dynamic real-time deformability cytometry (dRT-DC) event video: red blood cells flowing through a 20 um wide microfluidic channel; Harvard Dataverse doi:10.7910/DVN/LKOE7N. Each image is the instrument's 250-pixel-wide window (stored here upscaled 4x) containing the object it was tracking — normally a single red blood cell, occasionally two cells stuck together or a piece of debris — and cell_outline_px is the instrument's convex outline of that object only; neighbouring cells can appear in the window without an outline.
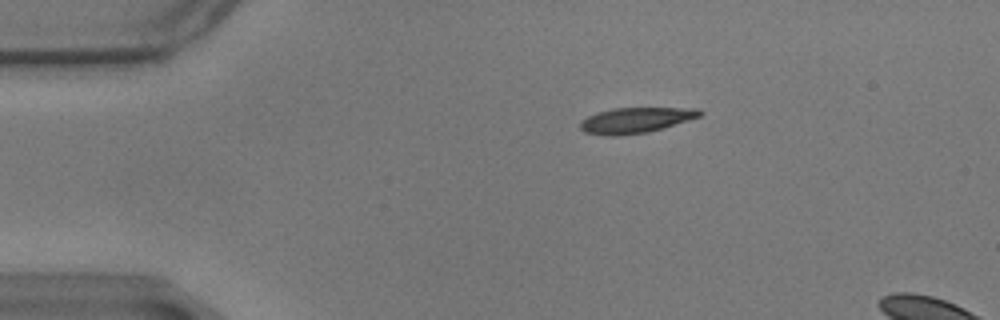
{"species": "common noctule bat (a hibernating species)", "species_latin": "Nyctalus noctula", "temperature_condition": "warm", "stored_images_in_passage": 6, "camera_frame_rate_fps": 3000, "um_per_image_px": 0.085, "animal": {"sex": "male", "body_mass_g": 17.9}, "frame": {"image": 1, "passage_image": 1, "time_ms": 0.0, "image_size_px": [1000, 320], "cell_outline_px": [[704, 112], [700, 116], [664, 128], [648, 132], [616, 136], [608, 136], [584, 132], [580, 128], [580, 120], [588, 116], [612, 108], [700, 108]], "centroid_in_image_um": [54.04, 10.22], "position_along_channel_um": 31.0, "area_um2": 17.8}}